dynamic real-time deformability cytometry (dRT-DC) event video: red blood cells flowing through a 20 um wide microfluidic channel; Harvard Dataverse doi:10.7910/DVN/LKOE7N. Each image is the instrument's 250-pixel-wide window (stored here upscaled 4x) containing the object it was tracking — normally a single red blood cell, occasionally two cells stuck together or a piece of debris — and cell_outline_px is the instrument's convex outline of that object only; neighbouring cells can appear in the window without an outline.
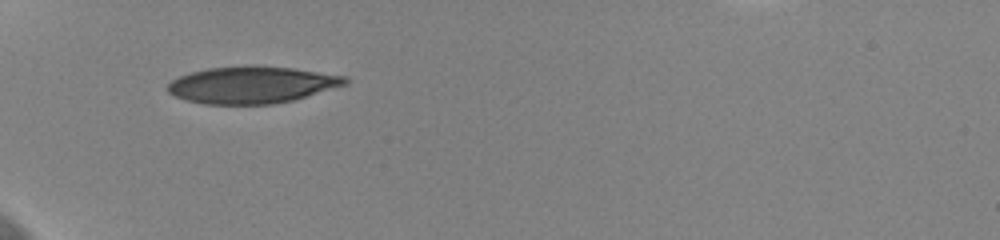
{"species": "human", "species_latin": "Homo sapiens", "temperature_condition": "cold", "stored_images_in_passage": 6, "camera_frame_rate_fps": 3000, "um_per_image_px": 0.085, "donor": {"sex": "female"}, "frame": {"image": 1, "passage_image": 1, "time_ms": 0.0, "image_size_px": [1000, 240], "cell_outline_px": [[348, 84], [292, 100], [272, 104], [204, 104], [188, 100], [176, 96], [168, 92], [168, 84], [172, 80], [180, 76], [192, 72], [208, 68], [252, 64], [292, 68], [348, 76]], "centroid_in_image_um": [21.43, 7.19], "position_along_channel_um": 63.6, "area_um2": 38.21}}
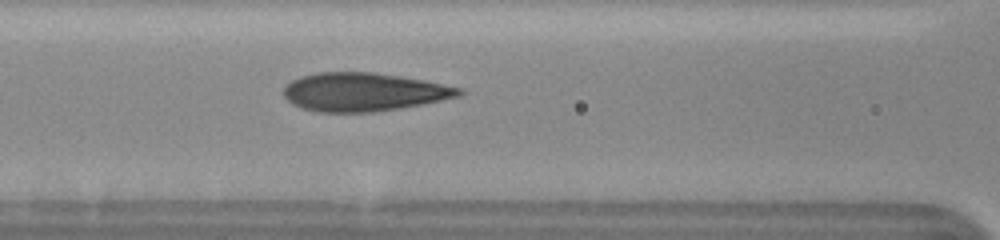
{"frame": {"image": 2, "passage_image": 6, "time_ms": 1.667, "image_size_px": [1000, 240], "cell_outline_px": [[464, 92], [460, 96], [424, 104], [376, 112], [316, 112], [300, 108], [292, 104], [284, 96], [284, 88], [292, 80], [300, 76], [316, 72], [372, 72], [424, 80], [464, 88]], "centroid_in_image_um": [30.92, 7.82], "position_along_channel_um": 135.7, "area_um2": 39.48}}